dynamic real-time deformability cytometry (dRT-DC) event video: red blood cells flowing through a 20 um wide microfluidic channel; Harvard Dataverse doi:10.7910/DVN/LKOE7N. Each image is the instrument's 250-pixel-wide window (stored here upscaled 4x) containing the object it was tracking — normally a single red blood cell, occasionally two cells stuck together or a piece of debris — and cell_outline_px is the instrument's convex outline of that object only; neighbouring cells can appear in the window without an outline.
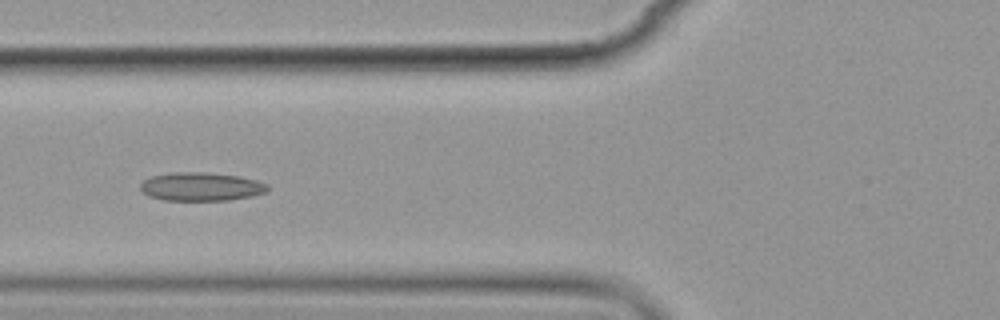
{"species": "common noctule bat (a hibernating species)", "species_latin": "Nyctalus noctula", "temperature_condition": "cold", "stored_images_in_passage": 8, "camera_frame_rate_fps": 3000, "um_per_image_px": 0.085, "animal": {"sex": "female", "body_mass_g": 19.9}, "frame": {"image": 1, "passage_image": 6, "time_ms": 6.0, "image_size_px": [1000, 320], "cell_outline_px": [[268, 192], [252, 196], [228, 200], [164, 200], [148, 196], [140, 188], [140, 184], [144, 180], [152, 176], [172, 172], [204, 172], [236, 176], [256, 180], [268, 184]], "centroid_in_image_um": [17.09, 15.87], "position_along_channel_um": 108.7, "area_um2": 21.04}}
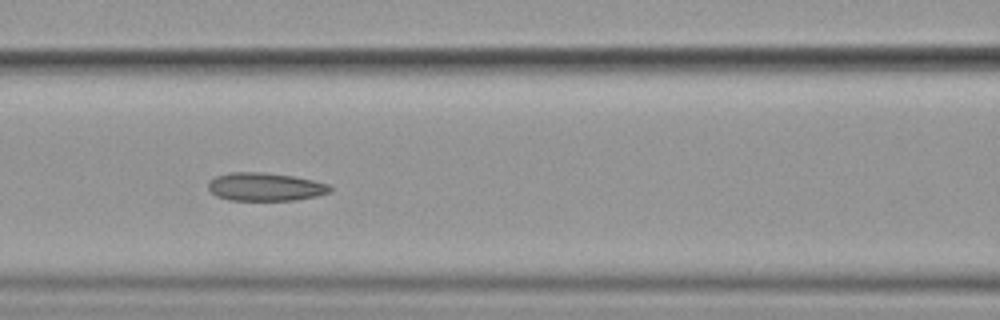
{"frame": {"image": 2, "passage_image": 7, "time_ms": 7.0, "image_size_px": [1000, 320], "cell_outline_px": [[332, 192], [316, 196], [296, 200], [228, 200], [216, 196], [208, 188], [208, 184], [216, 176], [232, 172], [264, 172], [292, 176], [312, 180], [328, 184], [332, 188]], "centroid_in_image_um": [22.56, 15.88], "position_along_channel_um": 144.0, "area_um2": 19.94}}
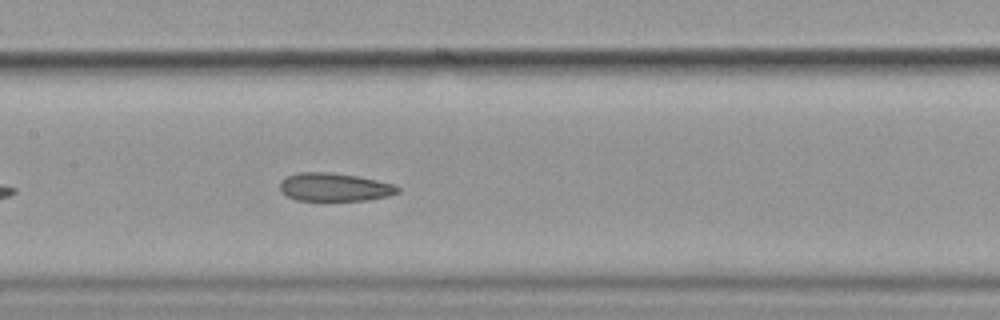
{"frame": {"image": 3, "passage_image": 8, "time_ms": 8.0, "image_size_px": [1000, 320], "cell_outline_px": [[400, 192], [388, 196], [364, 200], [296, 200], [280, 192], [280, 180], [288, 176], [300, 172], [328, 172], [356, 176], [376, 180], [392, 184], [400, 188]], "centroid_in_image_um": [28.4, 15.9], "position_along_channel_um": 179.0, "area_um2": 19.19}}